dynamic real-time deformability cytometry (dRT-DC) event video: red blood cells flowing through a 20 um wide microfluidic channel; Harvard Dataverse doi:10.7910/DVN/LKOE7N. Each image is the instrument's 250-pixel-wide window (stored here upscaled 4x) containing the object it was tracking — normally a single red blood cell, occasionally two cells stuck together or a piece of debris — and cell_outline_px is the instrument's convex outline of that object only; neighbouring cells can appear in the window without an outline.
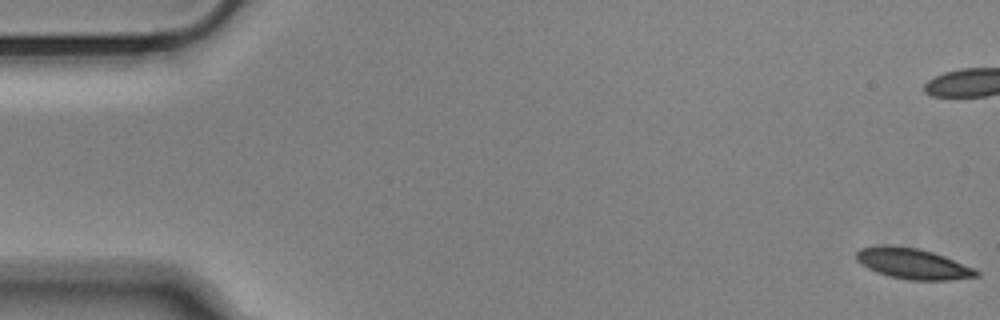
{"species": "Egyptian fruit bat (a non-hibernating species)", "species_latin": "Rousettus aegyptiacus", "temperature_condition": "cold", "stored_images_in_passage": 56, "camera_frame_rate_fps": 3000, "um_per_image_px": 0.085, "animal": {"sex": "male"}, "frame": {"image": 1, "passage_image": 1, "time_ms": 0.0, "image_size_px": [1000, 320], "cell_outline_px": [[980, 276], [948, 280], [908, 280], [888, 276], [876, 272], [860, 264], [856, 260], [856, 252], [860, 248], [884, 244], [896, 244], [920, 248], [944, 256], [976, 268], [980, 272]], "centroid_in_image_um": [77.58, 22.39], "position_along_channel_um": 7.4, "area_um2": 21.91}}
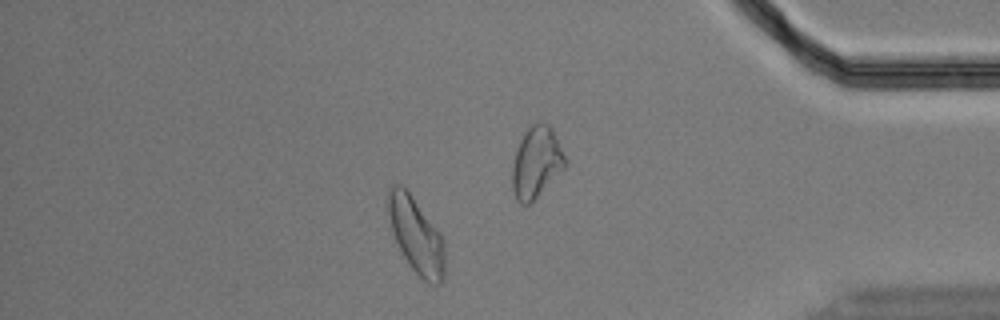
{"frame": {"image": 2, "passage_image": 48, "time_ms": 15.667, "image_size_px": [1000, 320], "cell_outline_px": [[444, 280], [440, 284], [428, 284], [412, 268], [404, 256], [392, 232], [388, 212], [388, 192], [396, 184], [400, 184], [412, 196], [440, 232], [444, 240]], "centroid_in_image_um": [35.4, 20.04], "position_along_channel_um": 399.8, "area_um2": 24.62}, "authors_computed_cell_mechanics": {"area_um2": 22.3397, "velocity_mm_per_s": 3.6288, "shape_relaxation_time_tau1_ms": 4.2763, "shape_relaxation_time_tau2_ms": 2.4559, "deformation_change_tau1": 0.1308, "deformation_change_tau2": 0.0745}}